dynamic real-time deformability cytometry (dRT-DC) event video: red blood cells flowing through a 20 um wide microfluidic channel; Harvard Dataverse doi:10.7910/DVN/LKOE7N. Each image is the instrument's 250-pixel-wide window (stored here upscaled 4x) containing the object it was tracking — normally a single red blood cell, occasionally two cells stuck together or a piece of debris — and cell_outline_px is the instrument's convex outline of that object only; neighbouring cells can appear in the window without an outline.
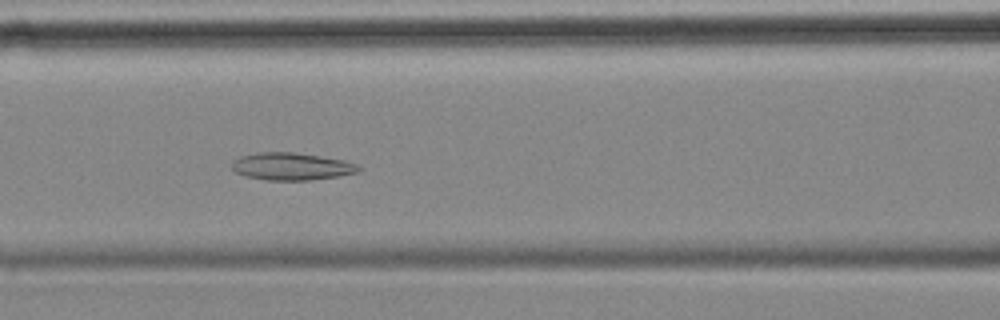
{"species": "common noctule bat (a hibernating species)", "species_latin": "Nyctalus noctula", "temperature_condition": "cold", "stored_images_in_passage": 53, "camera_frame_rate_fps": 3000, "um_per_image_px": 0.085, "animal": {"sex": "female", "body_mass_g": 18.4}, "frame": {"image": 1, "passage_image": 20, "time_ms": 6.333, "image_size_px": [1000, 320], "cell_outline_px": [[364, 168], [356, 172], [340, 176], [312, 180], [264, 180], [244, 176], [236, 172], [232, 168], [232, 160], [240, 156], [256, 152], [296, 152], [344, 160], [356, 164]], "centroid_in_image_um": [24.77, 14.14], "position_along_channel_um": 141.8, "area_um2": 20.46}}
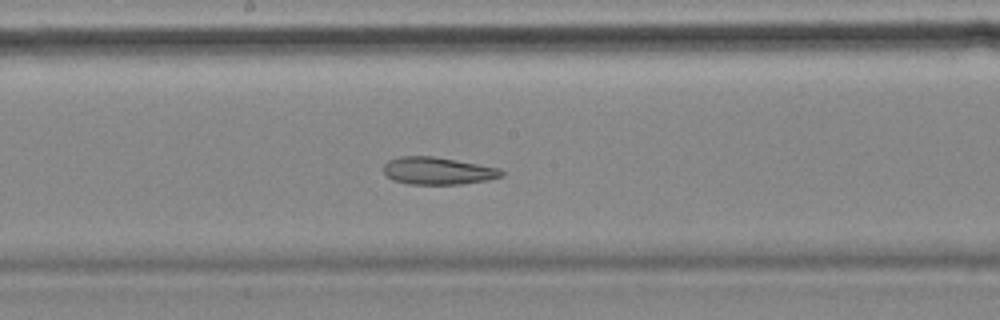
{"frame": {"image": 2, "passage_image": 26, "time_ms": 8.333, "image_size_px": [1000, 320], "cell_outline_px": [[504, 176], [488, 180], [460, 184], [408, 184], [392, 180], [384, 172], [384, 164], [388, 160], [400, 156], [432, 156], [456, 160], [500, 168], [504, 172]], "centroid_in_image_um": [37.22, 14.52], "position_along_channel_um": 211.0, "area_um2": 18.84}}
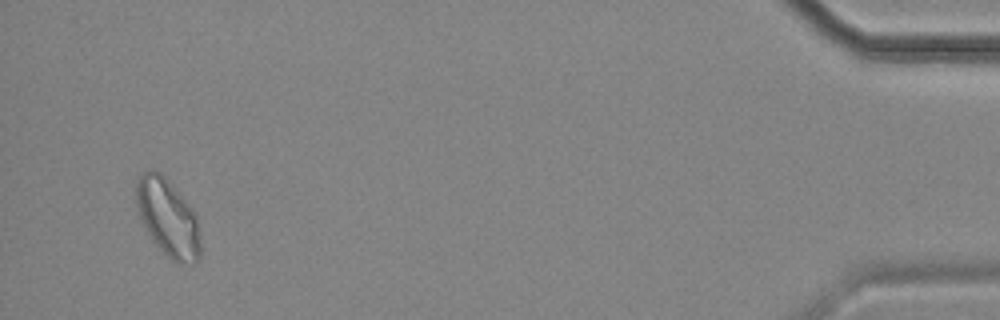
{"frame": {"image": 3, "passage_image": 51, "time_ms": 16.667, "image_size_px": [1000, 320], "cell_outline_px": [[200, 260], [196, 264], [176, 264], [152, 240], [136, 208], [136, 176], [148, 168], [160, 172], [164, 176], [196, 212], [200, 232]], "centroid_in_image_um": [14.29, 18.51], "position_along_channel_um": 420.9, "area_um2": 29.36}, "authors_computed_cell_mechanics": {"area_um2": 23.1778, "velocity_mm_per_s": 3.4753, "shape_relaxation_time_tau1_ms": null, "shape_relaxation_time_tau2_ms": 4.7501, "deformation_change_tau1": null, "deformation_change_tau2": 0.1088}}